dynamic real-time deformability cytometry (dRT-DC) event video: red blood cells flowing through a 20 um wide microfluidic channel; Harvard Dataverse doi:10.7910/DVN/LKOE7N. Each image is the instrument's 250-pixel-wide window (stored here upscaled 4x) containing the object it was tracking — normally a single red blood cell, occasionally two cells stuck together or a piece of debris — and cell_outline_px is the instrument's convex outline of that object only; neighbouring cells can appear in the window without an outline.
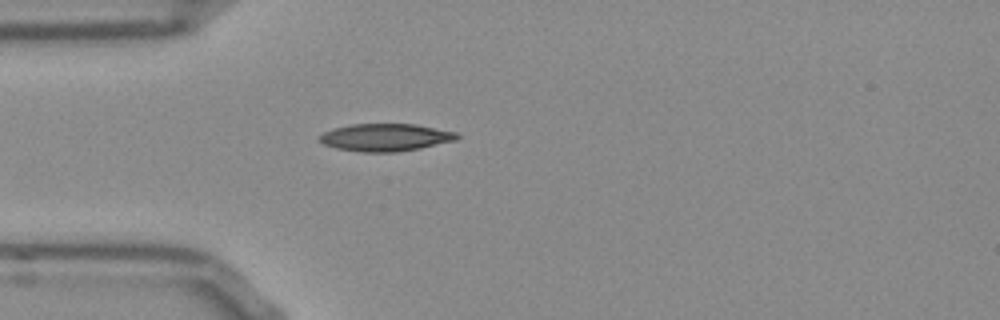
{"species": "Egyptian fruit bat (a non-hibernating species)", "species_latin": "Rousettus aegyptiacus", "temperature_condition": "room temperature", "stored_images_in_passage": 39, "camera_frame_rate_fps": 3000, "um_per_image_px": 0.085, "frame": {"image": 1, "passage_image": 1, "time_ms": 0.0, "image_size_px": [1000, 320], "cell_outline_px": [[460, 136], [456, 140], [420, 148], [396, 152], [364, 152], [336, 148], [324, 144], [316, 140], [324, 132], [336, 128], [352, 124], [416, 124], [456, 132]], "centroid_in_image_um": [32.77, 11.68], "position_along_channel_um": 52.2, "area_um2": 21.91}}
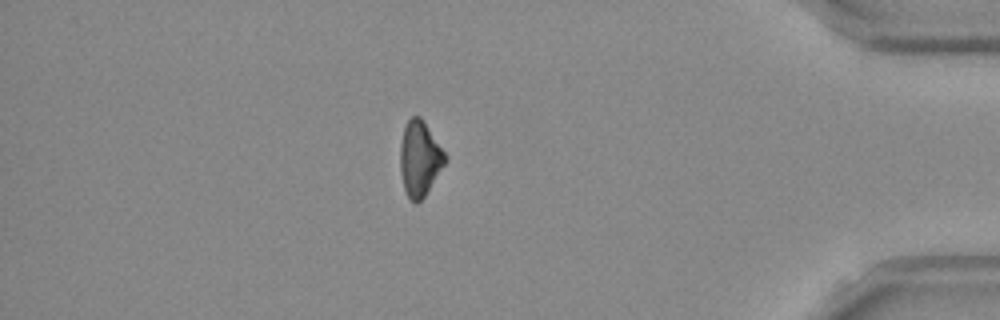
{"frame": {"image": 2, "passage_image": 32, "time_ms": 10.333, "image_size_px": [1000, 320], "cell_outline_px": [[448, 160], [424, 196], [416, 204], [408, 196], [404, 188], [400, 172], [400, 144], [404, 128], [408, 120], [412, 116], [420, 116], [444, 152]], "centroid_in_image_um": [35.66, 13.49], "position_along_channel_um": 399.5, "area_um2": 19.36}}
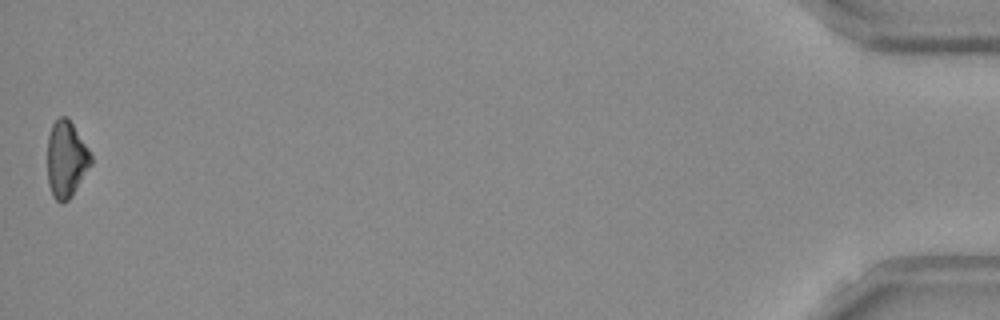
{"frame": {"image": 3, "passage_image": 39, "time_ms": 12.667, "image_size_px": [1000, 320], "cell_outline_px": [[92, 164], [72, 196], [68, 200], [60, 204], [52, 196], [48, 184], [48, 136], [52, 124], [60, 116], [68, 116], [88, 148], [92, 156]], "centroid_in_image_um": [5.64, 13.54], "position_along_channel_um": 429.6, "area_um2": 19.59}, "authors_computed_cell_mechanics": {"area_um2": 20.23, "velocity_mm_per_s": 3.8298, "shape_relaxation_time_tau1_ms": 8.2942, "shape_relaxation_time_tau2_ms": null, "deformation_change_tau1": 0.1929, "deformation_change_tau2": null}}